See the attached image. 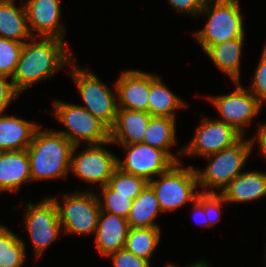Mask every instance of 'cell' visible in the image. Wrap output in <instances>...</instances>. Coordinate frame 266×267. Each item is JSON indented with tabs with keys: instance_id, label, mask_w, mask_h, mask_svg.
<instances>
[{
	"instance_id": "cell-1",
	"label": "cell",
	"mask_w": 266,
	"mask_h": 267,
	"mask_svg": "<svg viewBox=\"0 0 266 267\" xmlns=\"http://www.w3.org/2000/svg\"><path fill=\"white\" fill-rule=\"evenodd\" d=\"M64 41L59 38L33 37L24 43L12 77L20 95L35 83L48 80L59 69L71 64L75 58Z\"/></svg>"
},
{
	"instance_id": "cell-2",
	"label": "cell",
	"mask_w": 266,
	"mask_h": 267,
	"mask_svg": "<svg viewBox=\"0 0 266 267\" xmlns=\"http://www.w3.org/2000/svg\"><path fill=\"white\" fill-rule=\"evenodd\" d=\"M74 145L54 130H36L26 149L30 159L31 181L63 179L70 173Z\"/></svg>"
},
{
	"instance_id": "cell-3",
	"label": "cell",
	"mask_w": 266,
	"mask_h": 267,
	"mask_svg": "<svg viewBox=\"0 0 266 267\" xmlns=\"http://www.w3.org/2000/svg\"><path fill=\"white\" fill-rule=\"evenodd\" d=\"M239 0H206L199 16L208 15L204 28L194 38L204 52L224 41L244 37V19Z\"/></svg>"
},
{
	"instance_id": "cell-4",
	"label": "cell",
	"mask_w": 266,
	"mask_h": 267,
	"mask_svg": "<svg viewBox=\"0 0 266 267\" xmlns=\"http://www.w3.org/2000/svg\"><path fill=\"white\" fill-rule=\"evenodd\" d=\"M244 137L231 147L205 156L208 165L204 171L195 168L199 187L203 188L202 193H217L216 190L222 192L243 172L255 144L253 138L244 140Z\"/></svg>"
},
{
	"instance_id": "cell-5",
	"label": "cell",
	"mask_w": 266,
	"mask_h": 267,
	"mask_svg": "<svg viewBox=\"0 0 266 267\" xmlns=\"http://www.w3.org/2000/svg\"><path fill=\"white\" fill-rule=\"evenodd\" d=\"M182 162L175 163L168 171L159 174L148 184L154 190L162 212H173L188 202H194L201 192L193 166L182 167Z\"/></svg>"
},
{
	"instance_id": "cell-6",
	"label": "cell",
	"mask_w": 266,
	"mask_h": 267,
	"mask_svg": "<svg viewBox=\"0 0 266 267\" xmlns=\"http://www.w3.org/2000/svg\"><path fill=\"white\" fill-rule=\"evenodd\" d=\"M53 108L54 116L66 127V130L57 132L73 145H80L83 141L88 145L110 141V129L82 105L54 100Z\"/></svg>"
},
{
	"instance_id": "cell-7",
	"label": "cell",
	"mask_w": 266,
	"mask_h": 267,
	"mask_svg": "<svg viewBox=\"0 0 266 267\" xmlns=\"http://www.w3.org/2000/svg\"><path fill=\"white\" fill-rule=\"evenodd\" d=\"M75 63L76 58L71 62L73 69L69 73L85 104L82 107L111 129L115 124L118 110L116 87L111 90L96 74L75 66Z\"/></svg>"
},
{
	"instance_id": "cell-8",
	"label": "cell",
	"mask_w": 266,
	"mask_h": 267,
	"mask_svg": "<svg viewBox=\"0 0 266 267\" xmlns=\"http://www.w3.org/2000/svg\"><path fill=\"white\" fill-rule=\"evenodd\" d=\"M50 198L56 204L59 222L66 234H95L101 210L97 196L91 189L66 193L62 204L58 198Z\"/></svg>"
},
{
	"instance_id": "cell-9",
	"label": "cell",
	"mask_w": 266,
	"mask_h": 267,
	"mask_svg": "<svg viewBox=\"0 0 266 267\" xmlns=\"http://www.w3.org/2000/svg\"><path fill=\"white\" fill-rule=\"evenodd\" d=\"M233 84L236 87L233 92L215 97L208 96L207 99L220 115V119H216L233 126L244 136L246 126L251 125L263 106L248 88L241 86L240 81Z\"/></svg>"
},
{
	"instance_id": "cell-10",
	"label": "cell",
	"mask_w": 266,
	"mask_h": 267,
	"mask_svg": "<svg viewBox=\"0 0 266 267\" xmlns=\"http://www.w3.org/2000/svg\"><path fill=\"white\" fill-rule=\"evenodd\" d=\"M110 144H112L111 141L102 144H89L79 154H76L79 145H74L70 172L74 173L78 179L80 178V180L92 185L98 183V186L102 187L108 184L117 167V156L104 147Z\"/></svg>"
},
{
	"instance_id": "cell-11",
	"label": "cell",
	"mask_w": 266,
	"mask_h": 267,
	"mask_svg": "<svg viewBox=\"0 0 266 267\" xmlns=\"http://www.w3.org/2000/svg\"><path fill=\"white\" fill-rule=\"evenodd\" d=\"M24 215L25 230H27L37 260L57 240L62 226L59 222L55 202L46 197L37 204L28 203Z\"/></svg>"
},
{
	"instance_id": "cell-12",
	"label": "cell",
	"mask_w": 266,
	"mask_h": 267,
	"mask_svg": "<svg viewBox=\"0 0 266 267\" xmlns=\"http://www.w3.org/2000/svg\"><path fill=\"white\" fill-rule=\"evenodd\" d=\"M203 116L192 140L183 147V156L205 157L231 147L243 137L233 126Z\"/></svg>"
},
{
	"instance_id": "cell-13",
	"label": "cell",
	"mask_w": 266,
	"mask_h": 267,
	"mask_svg": "<svg viewBox=\"0 0 266 267\" xmlns=\"http://www.w3.org/2000/svg\"><path fill=\"white\" fill-rule=\"evenodd\" d=\"M125 151V158L117 157V167L124 172L151 181L176 162L163 150L144 143L119 145Z\"/></svg>"
},
{
	"instance_id": "cell-14",
	"label": "cell",
	"mask_w": 266,
	"mask_h": 267,
	"mask_svg": "<svg viewBox=\"0 0 266 267\" xmlns=\"http://www.w3.org/2000/svg\"><path fill=\"white\" fill-rule=\"evenodd\" d=\"M23 2L20 0L19 2ZM29 30L33 37L64 40L65 27L61 24L60 0H26L24 2ZM36 31V34L32 33Z\"/></svg>"
},
{
	"instance_id": "cell-15",
	"label": "cell",
	"mask_w": 266,
	"mask_h": 267,
	"mask_svg": "<svg viewBox=\"0 0 266 267\" xmlns=\"http://www.w3.org/2000/svg\"><path fill=\"white\" fill-rule=\"evenodd\" d=\"M118 108L148 112L150 73L125 70L114 83Z\"/></svg>"
},
{
	"instance_id": "cell-16",
	"label": "cell",
	"mask_w": 266,
	"mask_h": 267,
	"mask_svg": "<svg viewBox=\"0 0 266 267\" xmlns=\"http://www.w3.org/2000/svg\"><path fill=\"white\" fill-rule=\"evenodd\" d=\"M129 224L126 218L101 211L95 231V244L100 255L107 257L125 247Z\"/></svg>"
},
{
	"instance_id": "cell-17",
	"label": "cell",
	"mask_w": 266,
	"mask_h": 267,
	"mask_svg": "<svg viewBox=\"0 0 266 267\" xmlns=\"http://www.w3.org/2000/svg\"><path fill=\"white\" fill-rule=\"evenodd\" d=\"M151 117L145 111L118 108L115 124L110 129L112 145L143 143L144 134Z\"/></svg>"
},
{
	"instance_id": "cell-18",
	"label": "cell",
	"mask_w": 266,
	"mask_h": 267,
	"mask_svg": "<svg viewBox=\"0 0 266 267\" xmlns=\"http://www.w3.org/2000/svg\"><path fill=\"white\" fill-rule=\"evenodd\" d=\"M31 181L30 159L26 149L19 151H0V193L15 192Z\"/></svg>"
},
{
	"instance_id": "cell-19",
	"label": "cell",
	"mask_w": 266,
	"mask_h": 267,
	"mask_svg": "<svg viewBox=\"0 0 266 267\" xmlns=\"http://www.w3.org/2000/svg\"><path fill=\"white\" fill-rule=\"evenodd\" d=\"M40 126L14 115L0 113V151L27 149Z\"/></svg>"
},
{
	"instance_id": "cell-20",
	"label": "cell",
	"mask_w": 266,
	"mask_h": 267,
	"mask_svg": "<svg viewBox=\"0 0 266 267\" xmlns=\"http://www.w3.org/2000/svg\"><path fill=\"white\" fill-rule=\"evenodd\" d=\"M220 194L229 203H248L266 196V172L243 171Z\"/></svg>"
},
{
	"instance_id": "cell-21",
	"label": "cell",
	"mask_w": 266,
	"mask_h": 267,
	"mask_svg": "<svg viewBox=\"0 0 266 267\" xmlns=\"http://www.w3.org/2000/svg\"><path fill=\"white\" fill-rule=\"evenodd\" d=\"M15 4L14 0H0V37L25 43L33 36L24 3L19 7Z\"/></svg>"
},
{
	"instance_id": "cell-22",
	"label": "cell",
	"mask_w": 266,
	"mask_h": 267,
	"mask_svg": "<svg viewBox=\"0 0 266 267\" xmlns=\"http://www.w3.org/2000/svg\"><path fill=\"white\" fill-rule=\"evenodd\" d=\"M244 37L224 41L211 46L205 54L217 69L226 74L232 82L240 81V64Z\"/></svg>"
},
{
	"instance_id": "cell-23",
	"label": "cell",
	"mask_w": 266,
	"mask_h": 267,
	"mask_svg": "<svg viewBox=\"0 0 266 267\" xmlns=\"http://www.w3.org/2000/svg\"><path fill=\"white\" fill-rule=\"evenodd\" d=\"M176 118L152 116L144 134L143 143L165 151L176 163L181 162L183 148L175 155L170 151L176 145ZM178 156V157H177Z\"/></svg>"
},
{
	"instance_id": "cell-24",
	"label": "cell",
	"mask_w": 266,
	"mask_h": 267,
	"mask_svg": "<svg viewBox=\"0 0 266 267\" xmlns=\"http://www.w3.org/2000/svg\"><path fill=\"white\" fill-rule=\"evenodd\" d=\"M159 76L150 73V92L148 95V113L151 116L175 117V112L187 104L180 99Z\"/></svg>"
},
{
	"instance_id": "cell-25",
	"label": "cell",
	"mask_w": 266,
	"mask_h": 267,
	"mask_svg": "<svg viewBox=\"0 0 266 267\" xmlns=\"http://www.w3.org/2000/svg\"><path fill=\"white\" fill-rule=\"evenodd\" d=\"M162 212L157 196L152 187L147 184L133 200L127 218L130 228L160 227L155 221Z\"/></svg>"
},
{
	"instance_id": "cell-26",
	"label": "cell",
	"mask_w": 266,
	"mask_h": 267,
	"mask_svg": "<svg viewBox=\"0 0 266 267\" xmlns=\"http://www.w3.org/2000/svg\"><path fill=\"white\" fill-rule=\"evenodd\" d=\"M160 227L129 228L125 249L150 262L161 239Z\"/></svg>"
},
{
	"instance_id": "cell-27",
	"label": "cell",
	"mask_w": 266,
	"mask_h": 267,
	"mask_svg": "<svg viewBox=\"0 0 266 267\" xmlns=\"http://www.w3.org/2000/svg\"><path fill=\"white\" fill-rule=\"evenodd\" d=\"M25 241L0 224V267H22L26 261Z\"/></svg>"
},
{
	"instance_id": "cell-28",
	"label": "cell",
	"mask_w": 266,
	"mask_h": 267,
	"mask_svg": "<svg viewBox=\"0 0 266 267\" xmlns=\"http://www.w3.org/2000/svg\"><path fill=\"white\" fill-rule=\"evenodd\" d=\"M101 193H97V199L99 202L100 210L128 218L133 200L138 195H123L118 194L108 184L100 187ZM102 196V198L100 197Z\"/></svg>"
},
{
	"instance_id": "cell-29",
	"label": "cell",
	"mask_w": 266,
	"mask_h": 267,
	"mask_svg": "<svg viewBox=\"0 0 266 267\" xmlns=\"http://www.w3.org/2000/svg\"><path fill=\"white\" fill-rule=\"evenodd\" d=\"M147 184L144 178L124 172L118 167L115 168L108 182L113 190L123 195H139Z\"/></svg>"
},
{
	"instance_id": "cell-30",
	"label": "cell",
	"mask_w": 266,
	"mask_h": 267,
	"mask_svg": "<svg viewBox=\"0 0 266 267\" xmlns=\"http://www.w3.org/2000/svg\"><path fill=\"white\" fill-rule=\"evenodd\" d=\"M24 43L0 37V75L12 79Z\"/></svg>"
},
{
	"instance_id": "cell-31",
	"label": "cell",
	"mask_w": 266,
	"mask_h": 267,
	"mask_svg": "<svg viewBox=\"0 0 266 267\" xmlns=\"http://www.w3.org/2000/svg\"><path fill=\"white\" fill-rule=\"evenodd\" d=\"M248 89L262 105H266V44Z\"/></svg>"
},
{
	"instance_id": "cell-32",
	"label": "cell",
	"mask_w": 266,
	"mask_h": 267,
	"mask_svg": "<svg viewBox=\"0 0 266 267\" xmlns=\"http://www.w3.org/2000/svg\"><path fill=\"white\" fill-rule=\"evenodd\" d=\"M223 203L227 204L220 193H204V211L209 227H213L220 221Z\"/></svg>"
},
{
	"instance_id": "cell-33",
	"label": "cell",
	"mask_w": 266,
	"mask_h": 267,
	"mask_svg": "<svg viewBox=\"0 0 266 267\" xmlns=\"http://www.w3.org/2000/svg\"><path fill=\"white\" fill-rule=\"evenodd\" d=\"M107 257L111 258L113 267H151L148 260L132 254L125 248L111 253Z\"/></svg>"
},
{
	"instance_id": "cell-34",
	"label": "cell",
	"mask_w": 266,
	"mask_h": 267,
	"mask_svg": "<svg viewBox=\"0 0 266 267\" xmlns=\"http://www.w3.org/2000/svg\"><path fill=\"white\" fill-rule=\"evenodd\" d=\"M8 79H10L8 81ZM11 78L0 75V113H4L9 104L19 96Z\"/></svg>"
},
{
	"instance_id": "cell-35",
	"label": "cell",
	"mask_w": 266,
	"mask_h": 267,
	"mask_svg": "<svg viewBox=\"0 0 266 267\" xmlns=\"http://www.w3.org/2000/svg\"><path fill=\"white\" fill-rule=\"evenodd\" d=\"M206 0H167L172 9L178 13L190 14V16L199 17Z\"/></svg>"
},
{
	"instance_id": "cell-36",
	"label": "cell",
	"mask_w": 266,
	"mask_h": 267,
	"mask_svg": "<svg viewBox=\"0 0 266 267\" xmlns=\"http://www.w3.org/2000/svg\"><path fill=\"white\" fill-rule=\"evenodd\" d=\"M193 204V218L200 226L209 227V221L207 220L206 213L204 211V193H200ZM198 219V220H197Z\"/></svg>"
},
{
	"instance_id": "cell-37",
	"label": "cell",
	"mask_w": 266,
	"mask_h": 267,
	"mask_svg": "<svg viewBox=\"0 0 266 267\" xmlns=\"http://www.w3.org/2000/svg\"><path fill=\"white\" fill-rule=\"evenodd\" d=\"M259 126L258 129L256 130V136H254L253 138V142L258 143V147L260 149L259 152L260 155L263 156V158H265L266 161V123L263 124H258Z\"/></svg>"
},
{
	"instance_id": "cell-38",
	"label": "cell",
	"mask_w": 266,
	"mask_h": 267,
	"mask_svg": "<svg viewBox=\"0 0 266 267\" xmlns=\"http://www.w3.org/2000/svg\"><path fill=\"white\" fill-rule=\"evenodd\" d=\"M186 267H211V266L206 261L199 260V261H196L193 264L188 265Z\"/></svg>"
},
{
	"instance_id": "cell-39",
	"label": "cell",
	"mask_w": 266,
	"mask_h": 267,
	"mask_svg": "<svg viewBox=\"0 0 266 267\" xmlns=\"http://www.w3.org/2000/svg\"><path fill=\"white\" fill-rule=\"evenodd\" d=\"M172 263H168L167 265H165L164 267H171Z\"/></svg>"
},
{
	"instance_id": "cell-40",
	"label": "cell",
	"mask_w": 266,
	"mask_h": 267,
	"mask_svg": "<svg viewBox=\"0 0 266 267\" xmlns=\"http://www.w3.org/2000/svg\"><path fill=\"white\" fill-rule=\"evenodd\" d=\"M264 257H265V259H264V260L266 261V248H265ZM265 265H266V264H265Z\"/></svg>"
},
{
	"instance_id": "cell-41",
	"label": "cell",
	"mask_w": 266,
	"mask_h": 267,
	"mask_svg": "<svg viewBox=\"0 0 266 267\" xmlns=\"http://www.w3.org/2000/svg\"><path fill=\"white\" fill-rule=\"evenodd\" d=\"M171 267H177V265H175V264H171Z\"/></svg>"
}]
</instances>
